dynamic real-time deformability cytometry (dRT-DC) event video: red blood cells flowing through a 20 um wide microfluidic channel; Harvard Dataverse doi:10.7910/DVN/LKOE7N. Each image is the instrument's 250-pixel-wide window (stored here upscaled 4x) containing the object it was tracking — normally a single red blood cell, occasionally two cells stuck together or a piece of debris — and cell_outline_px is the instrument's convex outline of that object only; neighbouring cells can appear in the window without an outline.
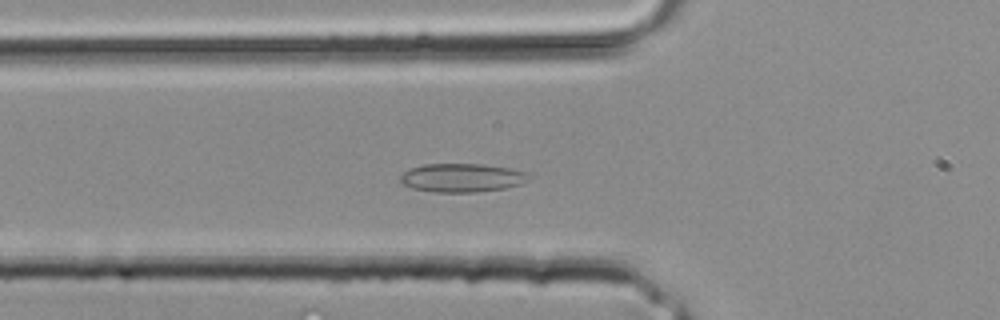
{"species": "common noctule bat (a hibernating species)", "species_latin": "Nyctalus noctula", "temperature_condition": "room temperature", "stored_images_in_passage": 29, "camera_frame_rate_fps": 3000, "um_per_image_px": 0.085, "animal": {"sex": "male", "body_mass_g": 20.4}, "frame": {"image": 1, "passage_image": 7, "time_ms": 2.0, "image_size_px": [1000, 320], "cell_outline_px": [[532, 176], [520, 184], [504, 188], [476, 192], [432, 192], [412, 188], [404, 184], [400, 180], [400, 176], [404, 172], [412, 168], [424, 164], [484, 164], [508, 168], [528, 172]], "centroid_in_image_um": [39.28, 15.11], "position_along_channel_um": 86.5, "area_um2": 21.33}}
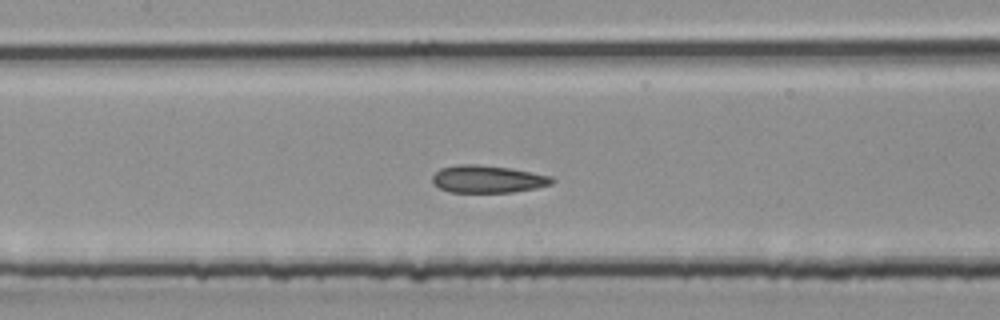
{"frame": {"image": 2, "passage_image": 11, "time_ms": 3.333, "image_size_px": [1000, 320], "cell_outline_px": [[556, 180], [552, 184], [536, 188], [512, 192], [448, 192], [440, 188], [432, 180], [432, 176], [440, 168], [460, 164], [476, 164], [508, 168], [532, 172], [552, 176]], "centroid_in_image_um": [41.48, 15.22], "position_along_channel_um": 165.9, "area_um2": 19.07}}
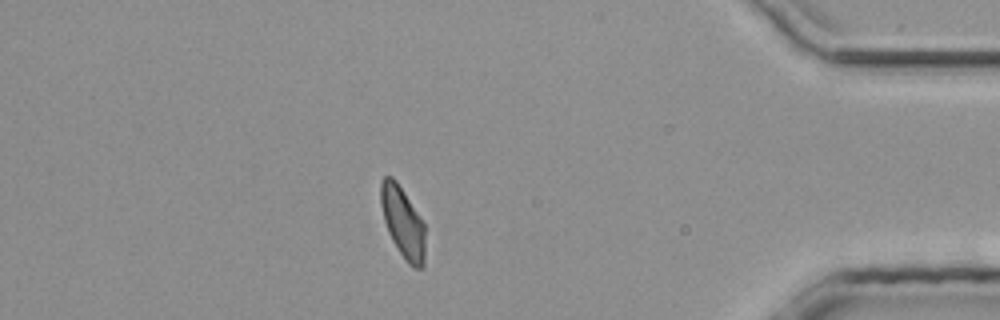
{"frame": {"image": 3, "passage_image": 25, "time_ms": 8.0, "image_size_px": [1000, 320], "cell_outline_px": [[424, 268], [416, 268], [408, 264], [392, 240], [388, 232], [384, 220], [380, 204], [380, 184], [384, 176], [392, 176], [396, 180], [424, 224]], "centroid_in_image_um": [34.22, 18.9], "position_along_channel_um": 401.0, "area_um2": 18.09}}